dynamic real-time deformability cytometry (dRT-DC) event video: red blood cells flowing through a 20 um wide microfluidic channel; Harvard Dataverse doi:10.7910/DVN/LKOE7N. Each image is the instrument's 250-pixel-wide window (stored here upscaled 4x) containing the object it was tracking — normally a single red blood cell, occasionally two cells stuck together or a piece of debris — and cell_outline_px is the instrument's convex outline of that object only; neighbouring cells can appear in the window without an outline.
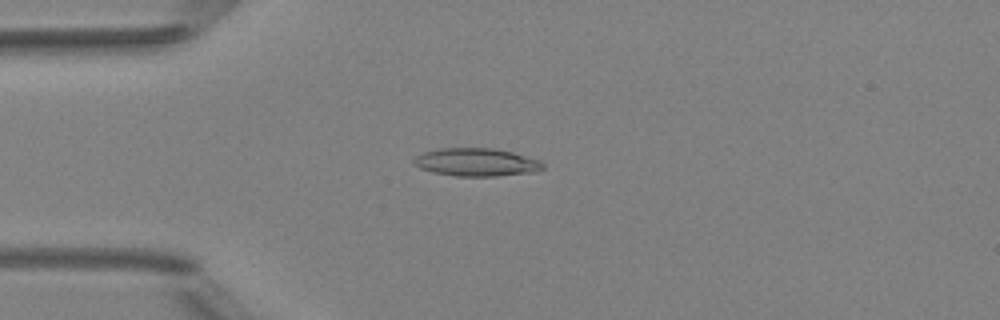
{"species": "Egyptian fruit bat (a non-hibernating species)", "species_latin": "Rousettus aegyptiacus", "temperature_condition": "room temperature", "stored_images_in_passage": 5, "camera_frame_rate_fps": 3000, "um_per_image_px": 0.085, "animal": {"sex": "female"}, "frame": {"image": 1, "passage_image": 4, "time_ms": 3.333, "image_size_px": [1000, 320], "cell_outline_px": [[544, 168], [536, 172], [496, 176], [456, 176], [432, 172], [420, 168], [412, 164], [412, 160], [416, 156], [424, 152], [440, 148], [492, 148], [512, 152], [540, 160], [544, 164]], "centroid_in_image_um": [40.48, 13.79], "position_along_channel_um": 44.5, "area_um2": 21.15}}